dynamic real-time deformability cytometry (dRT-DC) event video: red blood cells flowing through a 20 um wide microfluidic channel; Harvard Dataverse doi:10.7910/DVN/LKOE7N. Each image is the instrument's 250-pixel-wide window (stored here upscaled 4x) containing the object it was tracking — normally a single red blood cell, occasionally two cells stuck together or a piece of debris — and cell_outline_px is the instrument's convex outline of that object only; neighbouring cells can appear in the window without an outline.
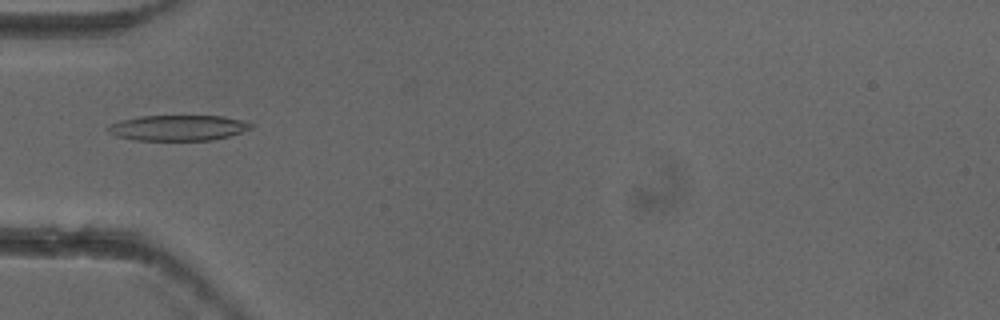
{"species": "common noctule bat (a hibernating species)", "species_latin": "Nyctalus noctula", "temperature_condition": "cold", "stored_images_in_passage": 5, "camera_frame_rate_fps": 3000, "um_per_image_px": 0.085, "animal": {"sex": "female"}, "frame": {"image": 1, "passage_image": 5, "time_ms": 1.333, "image_size_px": [1000, 320], "cell_outline_px": [[252, 128], [228, 136], [212, 140], [136, 140], [116, 136], [108, 132], [104, 128], [108, 124], [120, 120], [140, 116], [224, 116], [240, 120], [252, 124]], "centroid_in_image_um": [15.06, 10.86], "position_along_channel_um": 69.9, "area_um2": 21.27}}